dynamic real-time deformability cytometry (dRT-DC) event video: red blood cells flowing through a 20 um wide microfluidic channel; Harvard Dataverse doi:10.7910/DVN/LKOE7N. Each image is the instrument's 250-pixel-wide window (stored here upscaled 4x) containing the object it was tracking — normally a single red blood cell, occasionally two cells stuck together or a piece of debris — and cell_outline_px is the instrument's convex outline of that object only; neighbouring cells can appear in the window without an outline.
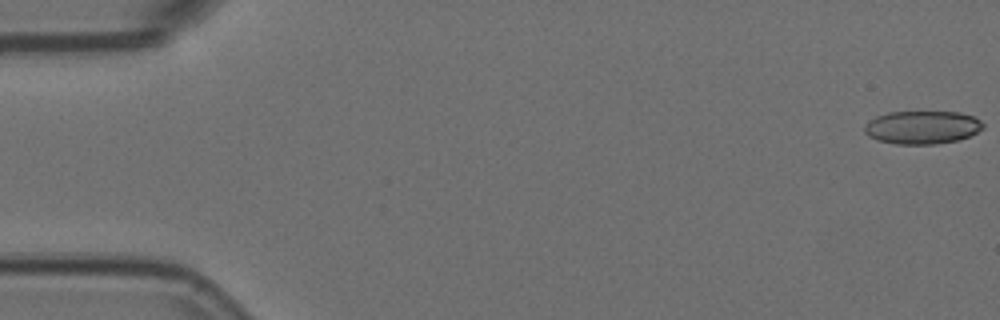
{"species": "Egyptian fruit bat (a non-hibernating species)", "species_latin": "Rousettus aegyptiacus", "temperature_condition": "room temperature", "stored_images_in_passage": 55, "camera_frame_rate_fps": 3000, "um_per_image_px": 0.085, "animal": {"sex": "female"}, "frame": {"image": 1, "passage_image": 1, "time_ms": 0.0, "image_size_px": [1000, 320], "cell_outline_px": [[984, 128], [968, 136], [956, 140], [936, 144], [896, 144], [876, 140], [868, 136], [864, 132], [864, 124], [868, 120], [876, 116], [888, 112], [960, 112], [972, 116], [980, 120], [984, 124]], "centroid_in_image_um": [78.34, 10.82], "position_along_channel_um": 6.7, "area_um2": 23.0}}
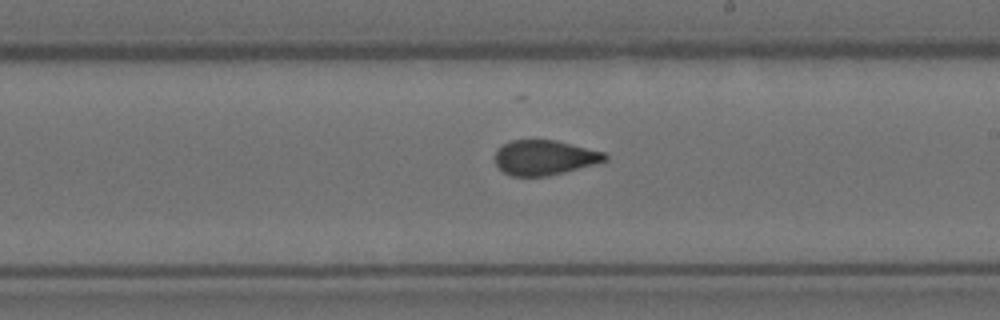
{"frame": {"image": 2, "passage_image": 32, "time_ms": 10.333, "image_size_px": [1000, 320], "cell_outline_px": [[608, 160], [564, 172], [548, 176], [512, 176], [504, 172], [496, 164], [496, 148], [512, 140], [556, 140], [604, 152], [608, 156]], "centroid_in_image_um": [46.28, 13.39], "position_along_channel_um": 242.7, "area_um2": 22.2}}
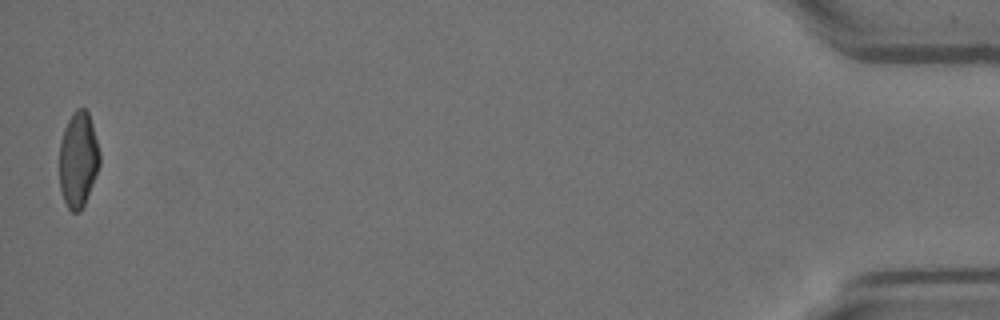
{"frame": {"image": 3, "passage_image": 55, "time_ms": 18.0, "image_size_px": [1000, 320], "cell_outline_px": [[100, 164], [84, 204], [80, 212], [72, 212], [68, 208], [64, 200], [60, 188], [60, 140], [64, 128], [72, 112], [76, 108], [84, 108], [88, 112], [92, 124], [100, 152]], "centroid_in_image_um": [6.64, 13.54], "position_along_channel_um": 428.6, "area_um2": 22.31}, "authors_computed_cell_mechanics": {"area_um2": 23.2934, "velocity_mm_per_s": 3.6862, "shape_relaxation_time_tau1_ms": 9.0828, "shape_relaxation_time_tau2_ms": 1.1094, "deformation_change_tau1": 0.1865, "deformation_change_tau2": 0.0499}}